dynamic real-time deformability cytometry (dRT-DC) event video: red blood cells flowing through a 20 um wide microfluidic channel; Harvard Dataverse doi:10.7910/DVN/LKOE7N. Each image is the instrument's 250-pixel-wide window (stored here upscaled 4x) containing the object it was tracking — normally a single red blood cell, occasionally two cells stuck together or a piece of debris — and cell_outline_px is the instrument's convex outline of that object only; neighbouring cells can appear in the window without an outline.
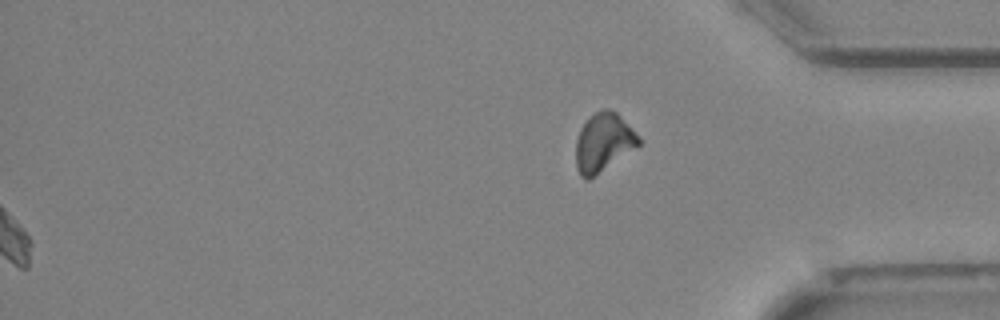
{"species": "Egyptian fruit bat (a non-hibernating species)", "species_latin": "Rousettus aegyptiacus", "temperature_condition": "cold", "stored_images_in_passage": 48, "segment_of_instrument_passage": [2, 2], "camera_frame_rate_fps": 3000, "um_per_image_px": 0.085, "animal": {"sex": "female"}, "frame": {"image": 1, "passage_image": 48, "time_ms": 15.667, "image_size_px": [1000, 320], "cell_outline_px": [[640, 144], [588, 180], [584, 180], [580, 176], [576, 168], [576, 140], [580, 128], [596, 112], [604, 108], [608, 108], [616, 112], [636, 132], [640, 140]], "centroid_in_image_um": [51.26, 12.11], "position_along_channel_um": 383.9, "area_um2": 21.04}}